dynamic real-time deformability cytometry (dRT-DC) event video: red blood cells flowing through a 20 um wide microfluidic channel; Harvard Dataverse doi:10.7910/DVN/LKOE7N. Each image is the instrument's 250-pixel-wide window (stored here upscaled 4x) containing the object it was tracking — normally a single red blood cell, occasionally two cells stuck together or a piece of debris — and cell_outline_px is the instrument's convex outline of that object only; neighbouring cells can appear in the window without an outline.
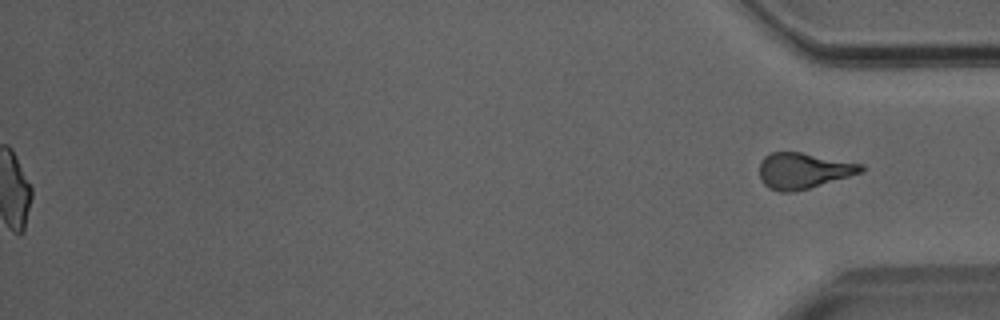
{"species": "Egyptian fruit bat (a non-hibernating species)", "species_latin": "Rousettus aegyptiacus", "temperature_condition": "room temperature", "stored_images_in_passage": 49, "segment_of_instrument_passage": [2, 2], "camera_frame_rate_fps": 3000, "um_per_image_px": 0.085, "animal": {"sex": "male"}, "frame": {"image": 1, "passage_image": 49, "time_ms": 16.0, "image_size_px": [1000, 320], "cell_outline_px": [[868, 168], [860, 172], [848, 176], [796, 192], [780, 192], [768, 188], [764, 184], [760, 176], [760, 160], [764, 156], [772, 152], [800, 152], [864, 164]], "centroid_in_image_um": [68.27, 14.5], "position_along_channel_um": 366.9, "area_um2": 21.21}}